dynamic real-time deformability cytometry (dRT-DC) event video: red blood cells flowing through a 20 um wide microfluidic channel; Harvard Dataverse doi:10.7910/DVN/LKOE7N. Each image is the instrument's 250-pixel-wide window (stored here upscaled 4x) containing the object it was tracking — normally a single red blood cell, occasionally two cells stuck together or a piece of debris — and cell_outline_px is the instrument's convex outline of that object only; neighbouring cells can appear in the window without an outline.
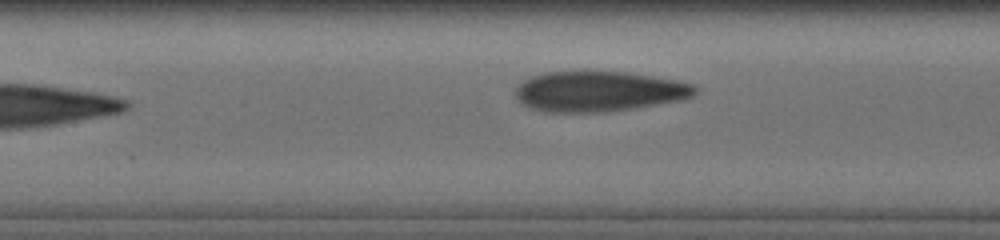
{"species": "human", "species_latin": "Homo sapiens", "temperature_condition": "cold", "stored_images_in_passage": 32, "segment_of_instrument_passage": [2, 2], "camera_frame_rate_fps": 3000, "um_per_image_px": 0.085, "donor": {"sex": "male"}, "frame": {"image": 1, "passage_image": 32, "time_ms": 10.333, "image_size_px": [1000, 240], "cell_outline_px": [[696, 92], [692, 96], [680, 100], [632, 108], [604, 112], [544, 112], [532, 108], [524, 104], [516, 96], [516, 84], [528, 76], [544, 72], [628, 72], [676, 80], [696, 84]], "centroid_in_image_um": [50.87, 7.76], "position_along_channel_um": 156.5, "area_um2": 42.14}}